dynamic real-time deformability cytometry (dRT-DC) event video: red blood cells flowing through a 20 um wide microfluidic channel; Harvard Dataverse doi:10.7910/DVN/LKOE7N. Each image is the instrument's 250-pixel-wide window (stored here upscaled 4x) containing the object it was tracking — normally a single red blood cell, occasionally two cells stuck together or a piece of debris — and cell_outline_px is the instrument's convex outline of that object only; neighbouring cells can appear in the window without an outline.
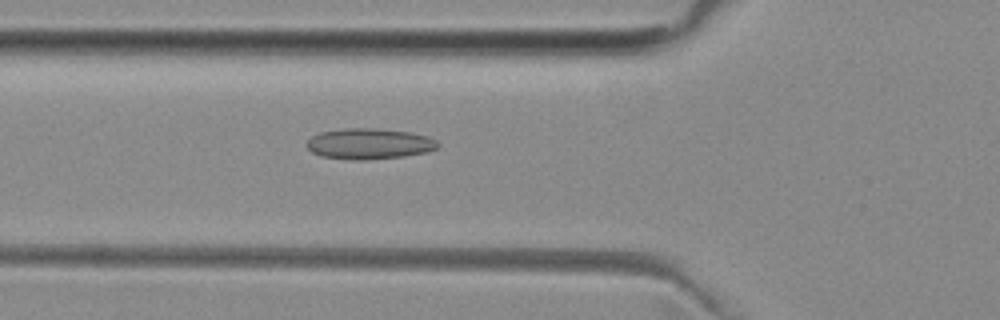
{"species": "common noctule bat (a hibernating species)", "species_latin": "Nyctalus noctula", "temperature_condition": "room temperature", "stored_images_in_passage": 41, "camera_frame_rate_fps": 3000, "um_per_image_px": 0.085, "animal": {"sex": "female", "body_mass_g": 29.2, "forearm_length_mm": 56.3}, "frame": {"image": 1, "passage_image": 8, "time_ms": 2.333, "image_size_px": [1000, 320], "cell_outline_px": [[440, 144], [436, 148], [428, 152], [404, 156], [364, 160], [352, 160], [320, 156], [312, 152], [304, 144], [312, 136], [320, 132], [344, 128], [376, 128], [412, 132], [428, 136], [436, 140]], "centroid_in_image_um": [31.38, 12.21], "position_along_channel_um": 94.4, "area_um2": 23.76}}
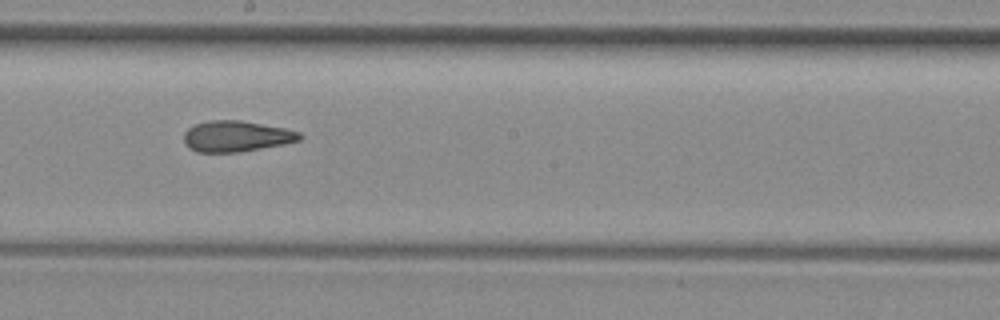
{"frame": {"image": 2, "passage_image": 18, "time_ms": 5.667, "image_size_px": [1000, 320], "cell_outline_px": [[304, 136], [300, 140], [240, 152], [196, 152], [188, 148], [184, 140], [184, 132], [188, 128], [196, 124], [212, 120], [240, 120], [284, 128], [300, 132]], "centroid_in_image_um": [20.06, 11.58], "position_along_channel_um": 228.1, "area_um2": 20.69}}
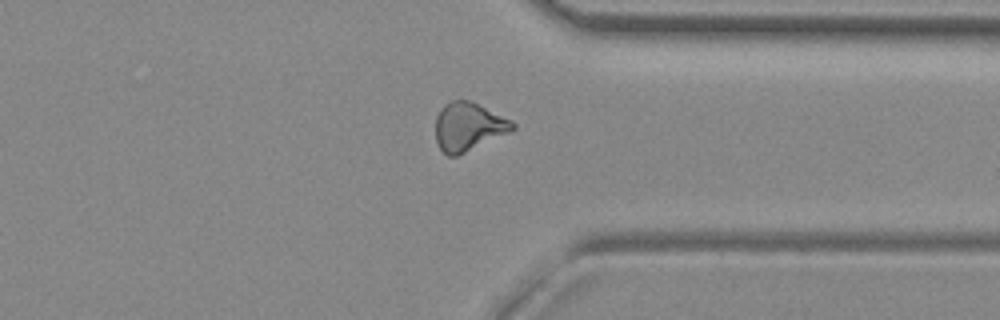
{"frame": {"image": 3, "passage_image": 29, "time_ms": 9.333, "image_size_px": [1000, 320], "cell_outline_px": [[516, 128], [508, 132], [456, 156], [448, 156], [440, 148], [436, 140], [436, 116], [440, 108], [444, 104], [452, 100], [468, 100], [512, 120], [516, 124]], "centroid_in_image_um": [39.79, 10.75], "position_along_channel_um": 371.6, "area_um2": 21.33}, "authors_computed_cell_mechanics": {"area_um2": 21.3282, "velocity_mm_per_s": 4.0031, "shape_relaxation_time_tau1_ms": null, "shape_relaxation_time_tau2_ms": 3.06, "deformation_change_tau1": null, "deformation_change_tau2": 0.1092}}